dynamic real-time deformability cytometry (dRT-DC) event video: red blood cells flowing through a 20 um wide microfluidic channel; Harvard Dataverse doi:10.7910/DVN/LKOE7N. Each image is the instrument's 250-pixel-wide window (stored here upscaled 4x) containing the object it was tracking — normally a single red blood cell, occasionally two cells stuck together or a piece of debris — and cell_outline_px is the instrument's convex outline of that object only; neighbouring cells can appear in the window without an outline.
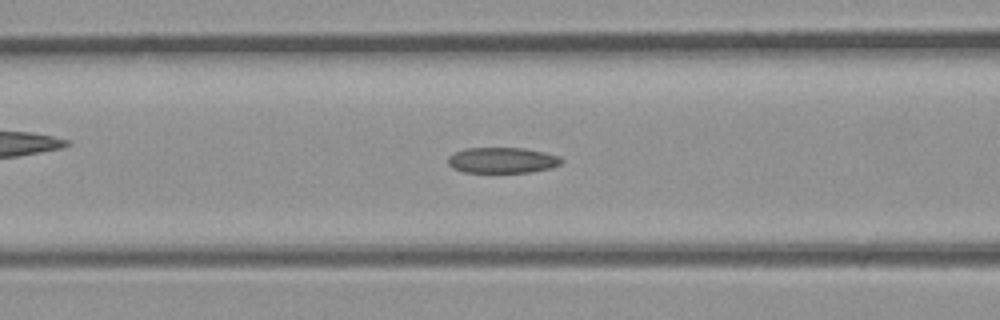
{"species": "common noctule bat (a hibernating species)", "species_latin": "Nyctalus noctula", "temperature_condition": "room temperature", "stored_images_in_passage": 32, "camera_frame_rate_fps": 3000, "um_per_image_px": 0.085, "animal": {"sex": "male", "body_mass_g": 23.1, "forearm_length_mm": 52.7}, "frame": {"image": 1, "passage_image": 10, "time_ms": 3.0, "image_size_px": [1000, 320], "cell_outline_px": [[564, 160], [560, 164], [552, 168], [528, 172], [464, 172], [452, 168], [448, 164], [448, 156], [452, 152], [464, 148], [524, 148], [544, 152], [560, 156]], "centroid_in_image_um": [42.67, 13.61], "position_along_channel_um": 123.9, "area_um2": 17.17}}
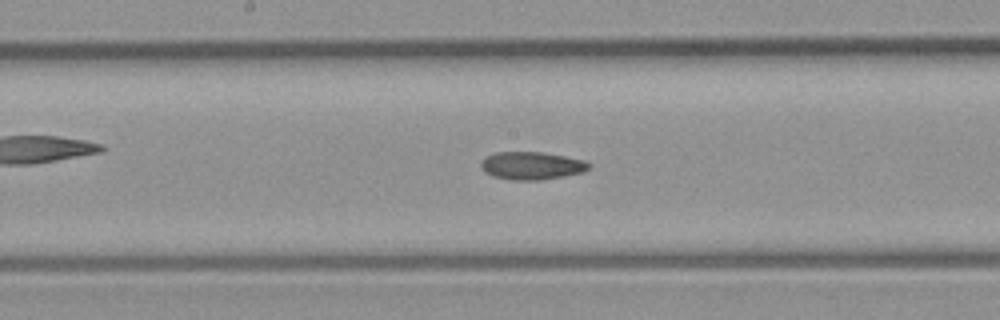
{"frame": {"image": 2, "passage_image": 14, "time_ms": 4.333, "image_size_px": [1000, 320], "cell_outline_px": [[592, 164], [584, 172], [564, 176], [540, 180], [512, 180], [492, 176], [484, 172], [480, 164], [480, 160], [484, 156], [492, 152], [544, 152], [584, 160]], "centroid_in_image_um": [45.15, 14.07], "position_along_channel_um": 203.1, "area_um2": 17.74}}
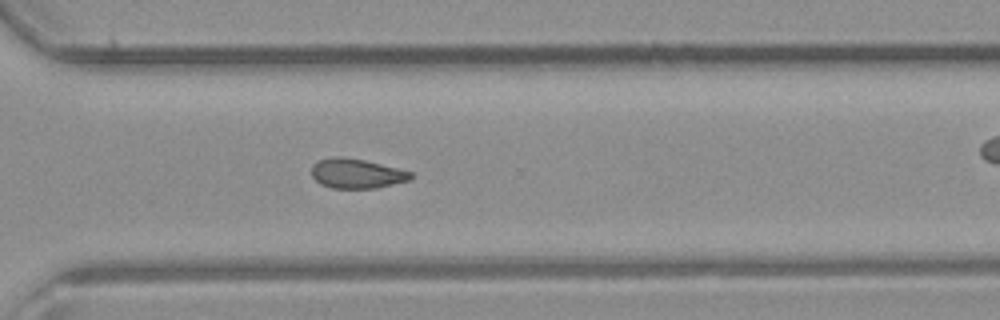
{"frame": {"image": 3, "passage_image": 21, "time_ms": 6.667, "image_size_px": [1000, 320], "cell_outline_px": [[416, 176], [408, 180], [376, 188], [332, 188], [320, 184], [312, 176], [312, 164], [320, 160], [332, 156], [336, 156], [364, 160], [400, 168], [412, 172]], "centroid_in_image_um": [30.33, 14.74], "position_along_channel_um": 340.3, "area_um2": 17.17}}